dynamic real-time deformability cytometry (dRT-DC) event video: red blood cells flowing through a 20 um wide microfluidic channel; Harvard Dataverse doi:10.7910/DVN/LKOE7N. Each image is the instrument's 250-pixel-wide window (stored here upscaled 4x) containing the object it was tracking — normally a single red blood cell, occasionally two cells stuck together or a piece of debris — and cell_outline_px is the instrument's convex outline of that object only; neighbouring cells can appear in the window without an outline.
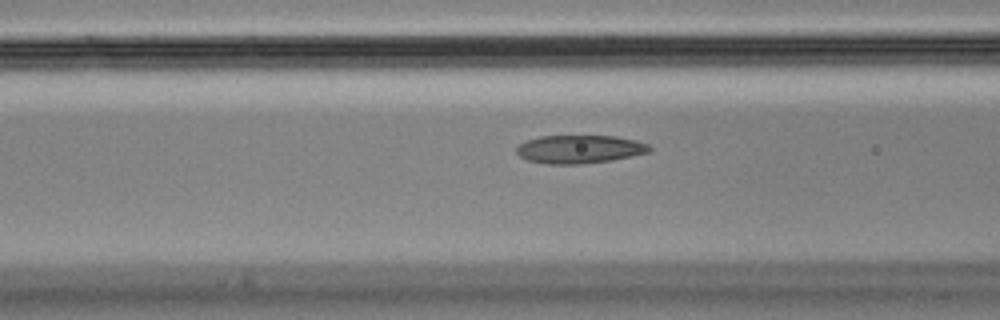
{"species": "Egyptian fruit bat (a non-hibernating species)", "species_latin": "Rousettus aegyptiacus", "temperature_condition": "cold", "stored_images_in_passage": 36, "camera_frame_rate_fps": 3000, "um_per_image_px": 0.085, "animal": {"sex": "male"}, "frame": {"image": 1, "passage_image": 13, "time_ms": 4.0, "image_size_px": [1000, 320], "cell_outline_px": [[652, 148], [648, 152], [632, 156], [612, 160], [580, 164], [548, 164], [528, 160], [520, 156], [516, 152], [516, 148], [524, 140], [540, 136], [616, 136], [636, 140], [648, 144]], "centroid_in_image_um": [49.25, 12.68], "position_along_channel_um": 117.3, "area_um2": 21.91}}
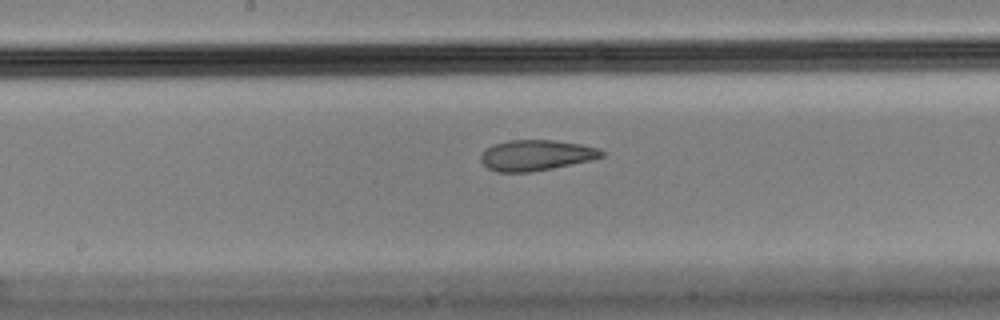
{"frame": {"image": 2, "passage_image": 20, "time_ms": 6.333, "image_size_px": [1000, 320], "cell_outline_px": [[604, 156], [592, 160], [552, 168], [528, 172], [496, 172], [488, 168], [480, 160], [480, 156], [488, 148], [496, 144], [508, 140], [552, 140], [580, 144], [600, 148], [604, 152]], "centroid_in_image_um": [45.6, 13.2], "position_along_channel_um": 202.6, "area_um2": 21.44}}
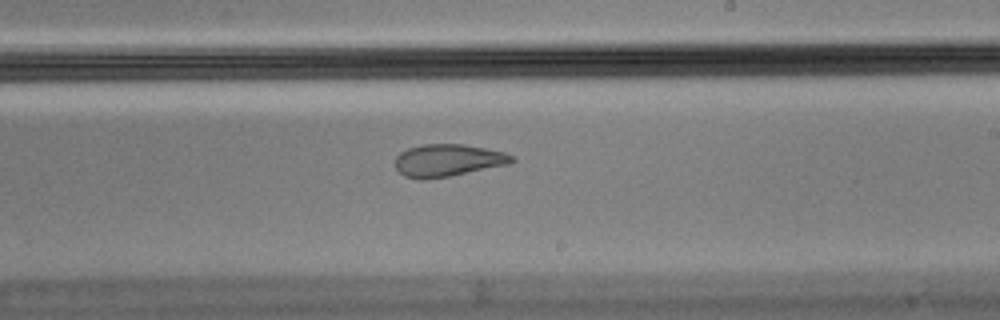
{"frame": {"image": 3, "passage_image": 24, "time_ms": 7.667, "image_size_px": [1000, 320], "cell_outline_px": [[516, 160], [508, 164], [448, 176], [404, 176], [396, 168], [396, 156], [400, 152], [408, 148], [424, 144], [464, 144], [504, 152], [516, 156]], "centroid_in_image_um": [38.13, 13.58], "position_along_channel_um": 250.9, "area_um2": 21.21}}